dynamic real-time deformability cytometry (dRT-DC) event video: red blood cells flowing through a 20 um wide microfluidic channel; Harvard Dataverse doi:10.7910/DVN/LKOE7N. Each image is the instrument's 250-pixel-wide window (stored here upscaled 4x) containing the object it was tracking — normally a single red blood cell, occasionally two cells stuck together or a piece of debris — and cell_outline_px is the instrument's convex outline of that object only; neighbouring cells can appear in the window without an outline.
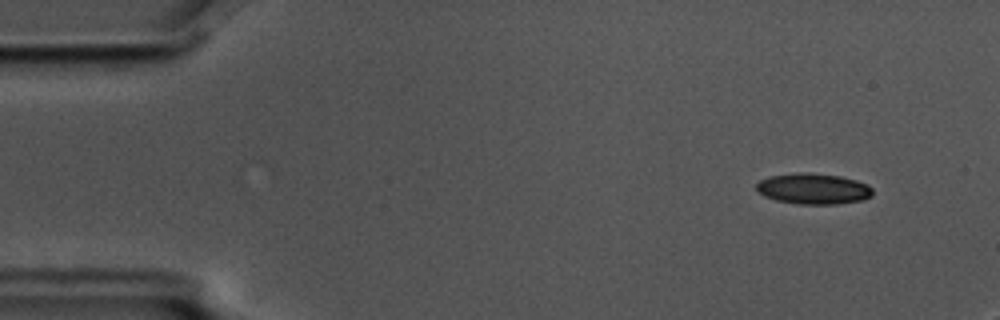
{"species": "common noctule bat (a hibernating species)", "species_latin": "Nyctalus noctula", "temperature_condition": "cold", "stored_images_in_passage": 5, "camera_frame_rate_fps": 3000, "um_per_image_px": 0.085, "animal": {"sex": "male", "body_mass_g": 17.5, "forearm_length_mm": 52.3}, "frame": {"image": 1, "passage_image": 2, "time_ms": 0.333, "image_size_px": [1000, 320], "cell_outline_px": [[872, 196], [860, 200], [836, 204], [800, 204], [776, 200], [764, 196], [756, 188], [756, 184], [760, 180], [772, 176], [800, 172], [808, 172], [840, 176], [856, 180], [868, 184], [872, 188]], "centroid_in_image_um": [69.15, 16.04], "position_along_channel_um": 15.9, "area_um2": 20.75}}